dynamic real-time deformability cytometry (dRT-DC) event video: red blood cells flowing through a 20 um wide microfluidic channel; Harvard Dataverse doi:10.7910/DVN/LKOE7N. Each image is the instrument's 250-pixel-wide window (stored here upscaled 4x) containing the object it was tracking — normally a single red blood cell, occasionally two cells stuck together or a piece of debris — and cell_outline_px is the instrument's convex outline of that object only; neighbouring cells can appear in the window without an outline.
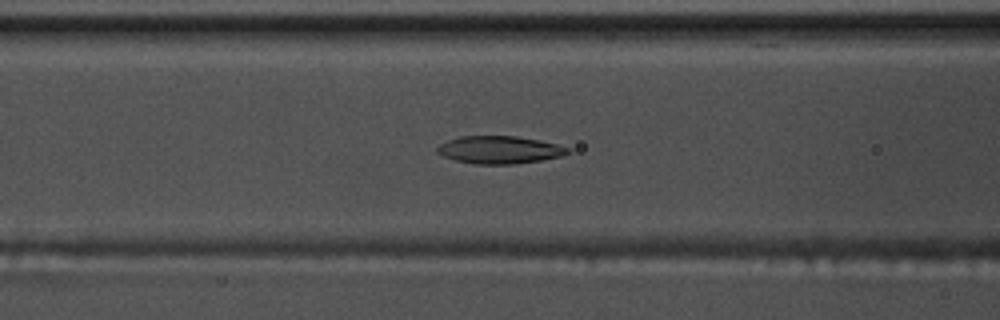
{"species": "common noctule bat (a hibernating species)", "species_latin": "Nyctalus noctula", "temperature_condition": "warm", "stored_images_in_passage": 55, "camera_frame_rate_fps": 3000, "um_per_image_px": 0.085, "animal": {"sex": "male", "body_mass_g": 17.5, "forearm_length_mm": 52.3}, "frame": {"image": 1, "passage_image": 23, "time_ms": 7.333, "image_size_px": [1000, 320], "cell_outline_px": [[572, 152], [560, 156], [540, 160], [512, 164], [476, 164], [456, 160], [444, 156], [436, 152], [436, 148], [440, 144], [448, 140], [460, 136], [516, 136], [540, 140], [572, 148]], "centroid_in_image_um": [42.48, 12.73], "position_along_channel_um": 124.1, "area_um2": 20.98}}
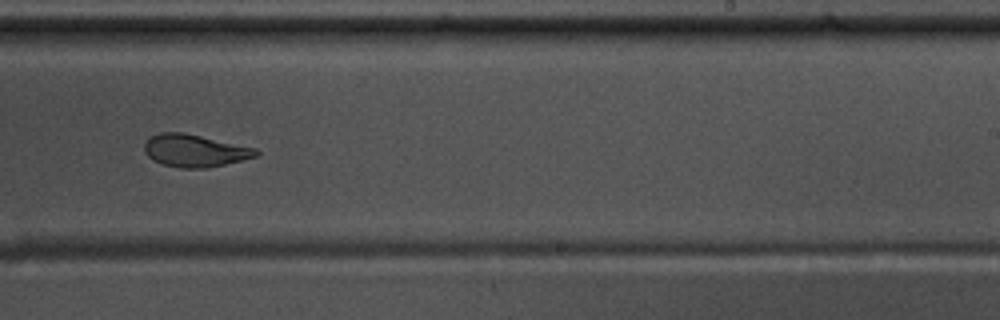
{"frame": {"image": 2, "passage_image": 35, "time_ms": 11.333, "image_size_px": [1000, 320], "cell_outline_px": [[260, 152], [256, 156], [224, 164], [204, 168], [180, 168], [164, 164], [152, 160], [144, 152], [144, 144], [152, 136], [160, 132], [184, 132], [256, 148]], "centroid_in_image_um": [16.53, 12.8], "position_along_channel_um": 272.5, "area_um2": 20.92}}
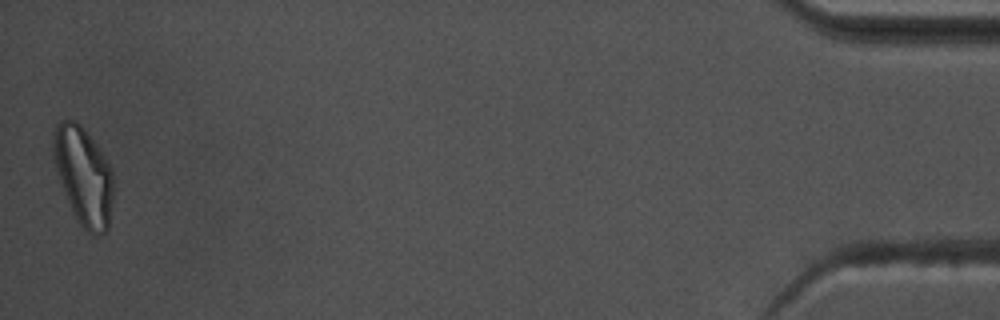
{"frame": {"image": 3, "passage_image": 55, "time_ms": 18.0, "image_size_px": [1000, 320], "cell_outline_px": [[112, 200], [108, 228], [104, 232], [96, 236], [88, 232], [80, 224], [72, 212], [60, 180], [52, 156], [52, 132], [56, 124], [60, 120], [76, 120], [80, 124], [104, 156], [112, 168]], "centroid_in_image_um": [7.07, 14.93], "position_along_channel_um": 428.1, "area_um2": 34.1}, "authors_computed_cell_mechanics": {"area_um2": 22.4264, "velocity_mm_per_s": 3.716, "shape_relaxation_time_tau1_ms": null, "shape_relaxation_time_tau2_ms": 2.7644, "deformation_change_tau1": null, "deformation_change_tau2": 0.0915}}